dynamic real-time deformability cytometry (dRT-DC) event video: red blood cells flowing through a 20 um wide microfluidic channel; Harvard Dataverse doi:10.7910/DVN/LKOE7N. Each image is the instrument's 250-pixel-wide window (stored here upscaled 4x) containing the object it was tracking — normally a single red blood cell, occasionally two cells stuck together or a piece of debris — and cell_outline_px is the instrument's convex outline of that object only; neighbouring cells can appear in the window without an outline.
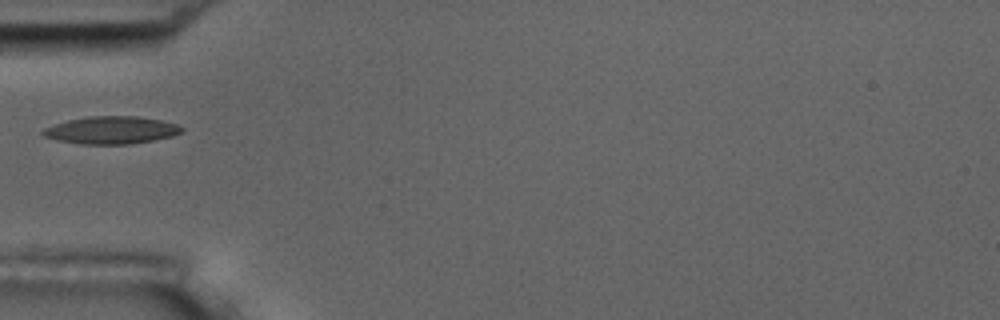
{"species": "common noctule bat (a hibernating species)", "species_latin": "Nyctalus noctula", "temperature_condition": "room temperature", "stored_images_in_passage": 5, "camera_frame_rate_fps": 3000, "um_per_image_px": 0.085, "animal": {"sex": "male", "body_mass_g": 17.5, "forearm_length_mm": 52.3}, "frame": {"image": 1, "passage_image": 5, "time_ms": 4.333, "image_size_px": [1000, 320], "cell_outline_px": [[184, 128], [180, 132], [172, 136], [152, 140], [128, 144], [80, 144], [56, 140], [44, 136], [40, 132], [44, 128], [68, 120], [88, 116], [136, 116], [160, 120], [176, 124]], "centroid_in_image_um": [9.43, 11.06], "position_along_channel_um": 75.6, "area_um2": 22.08}}